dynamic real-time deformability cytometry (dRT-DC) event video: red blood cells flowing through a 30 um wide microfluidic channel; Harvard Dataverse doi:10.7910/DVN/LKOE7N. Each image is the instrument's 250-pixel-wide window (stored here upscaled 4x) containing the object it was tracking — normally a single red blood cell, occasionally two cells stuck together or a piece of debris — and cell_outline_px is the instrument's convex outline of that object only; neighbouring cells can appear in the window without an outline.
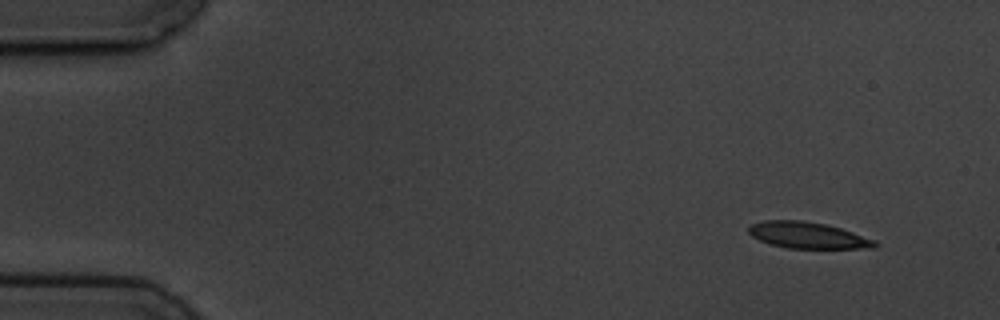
{"species": "common noctule bat (a hibernating species)", "species_latin": "Nyctalus noctula", "temperature_condition": "cold", "stored_images_in_passage": 3, "camera_frame_rate_fps": 3000, "um_per_image_px": 0.085, "animal": {"sex": "male", "body_mass_g": 19.5, "forearm_length_mm": 54.6}, "frame": {"image": 1, "passage_image": 1, "time_ms": 0.0, "image_size_px": [1000, 320], "cell_outline_px": [[880, 244], [876, 248], [788, 248], [772, 244], [760, 240], [752, 236], [748, 232], [748, 228], [752, 224], [764, 220], [800, 220], [824, 224], [840, 228], [876, 240]], "centroid_in_image_um": [68.69, 20.0], "position_along_channel_um": 16.3, "area_um2": 19.25}}